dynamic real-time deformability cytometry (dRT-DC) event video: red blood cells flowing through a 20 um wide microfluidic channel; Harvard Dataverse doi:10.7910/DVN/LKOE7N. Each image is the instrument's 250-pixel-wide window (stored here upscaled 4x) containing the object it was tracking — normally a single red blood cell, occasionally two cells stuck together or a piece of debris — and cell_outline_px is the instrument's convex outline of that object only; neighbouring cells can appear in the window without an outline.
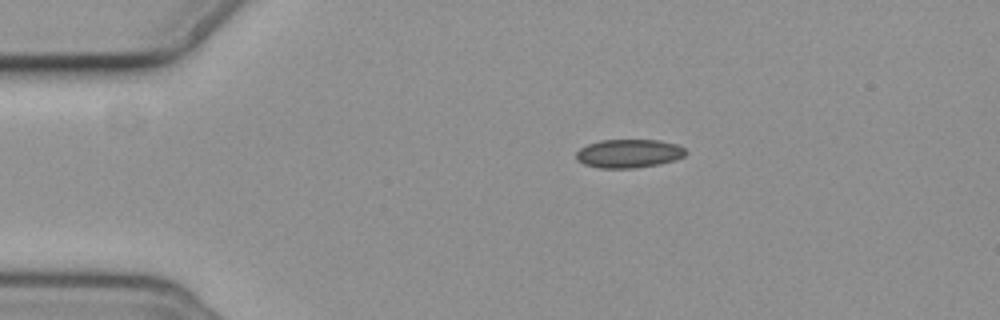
{"species": "common noctule bat (a hibernating species)", "species_latin": "Nyctalus noctula", "temperature_condition": "cold", "stored_images_in_passage": 5, "camera_frame_rate_fps": 3000, "um_per_image_px": 0.085, "animal": {"sex": "female", "body_mass_g": 19.3, "forearm_length_mm": 54.1}, "frame": {"image": 1, "passage_image": 3, "time_ms": 2.333, "image_size_px": [1000, 320], "cell_outline_px": [[688, 152], [684, 156], [676, 160], [660, 164], [636, 168], [600, 168], [584, 164], [576, 160], [576, 152], [580, 148], [588, 144], [600, 140], [660, 140], [676, 144], [684, 148]], "centroid_in_image_um": [53.46, 13.05], "position_along_channel_um": 31.5, "area_um2": 18.38}}
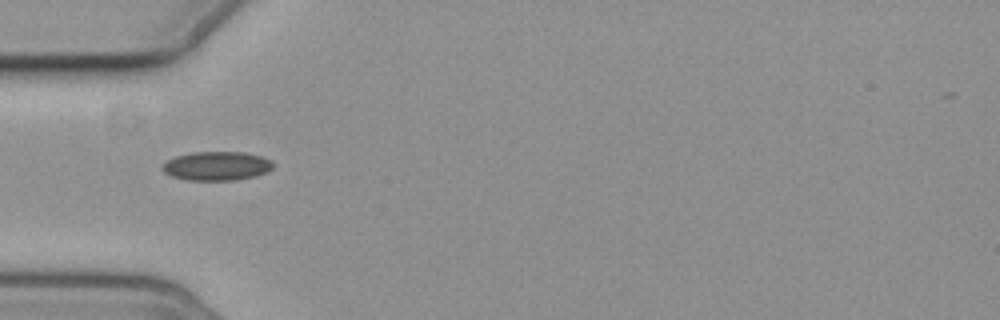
{"frame": {"image": 2, "passage_image": 5, "time_ms": 4.667, "image_size_px": [1000, 320], "cell_outline_px": [[272, 168], [268, 172], [256, 176], [236, 180], [184, 180], [172, 176], [164, 172], [160, 168], [168, 160], [176, 156], [192, 152], [244, 152], [260, 156], [272, 160]], "centroid_in_image_um": [18.43, 14.11], "position_along_channel_um": 66.6, "area_um2": 18.73}}